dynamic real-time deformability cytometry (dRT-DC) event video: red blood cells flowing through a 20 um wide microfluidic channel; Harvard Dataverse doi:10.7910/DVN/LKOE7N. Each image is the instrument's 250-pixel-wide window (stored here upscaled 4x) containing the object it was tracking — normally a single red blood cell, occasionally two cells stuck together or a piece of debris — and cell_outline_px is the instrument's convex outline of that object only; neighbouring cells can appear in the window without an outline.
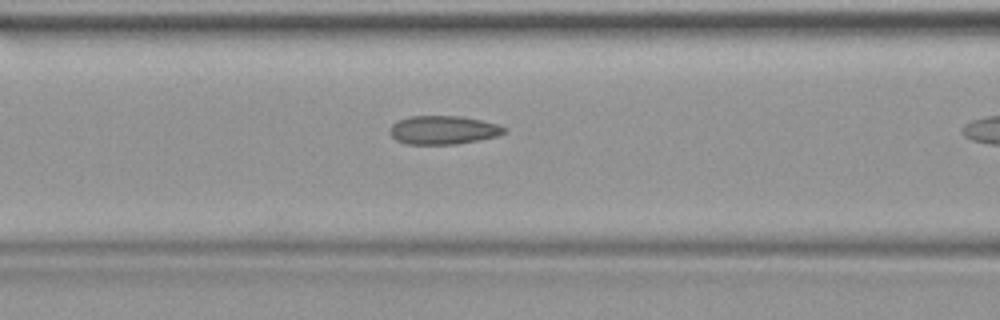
{"species": "common noctule bat (a hibernating species)", "species_latin": "Nyctalus noctula", "temperature_condition": "warm", "stored_images_in_passage": 9, "camera_frame_rate_fps": 3000, "um_per_image_px": 0.085, "animal": {"sex": "female", "body_mass_g": 19.9}, "frame": {"image": 1, "passage_image": 8, "time_ms": 2.333, "image_size_px": [1000, 320], "cell_outline_px": [[508, 132], [496, 136], [480, 140], [456, 144], [404, 144], [396, 140], [388, 132], [388, 128], [396, 120], [408, 116], [460, 116], [500, 124], [508, 128]], "centroid_in_image_um": [37.67, 11.05], "position_along_channel_um": 128.9, "area_um2": 19.42}}